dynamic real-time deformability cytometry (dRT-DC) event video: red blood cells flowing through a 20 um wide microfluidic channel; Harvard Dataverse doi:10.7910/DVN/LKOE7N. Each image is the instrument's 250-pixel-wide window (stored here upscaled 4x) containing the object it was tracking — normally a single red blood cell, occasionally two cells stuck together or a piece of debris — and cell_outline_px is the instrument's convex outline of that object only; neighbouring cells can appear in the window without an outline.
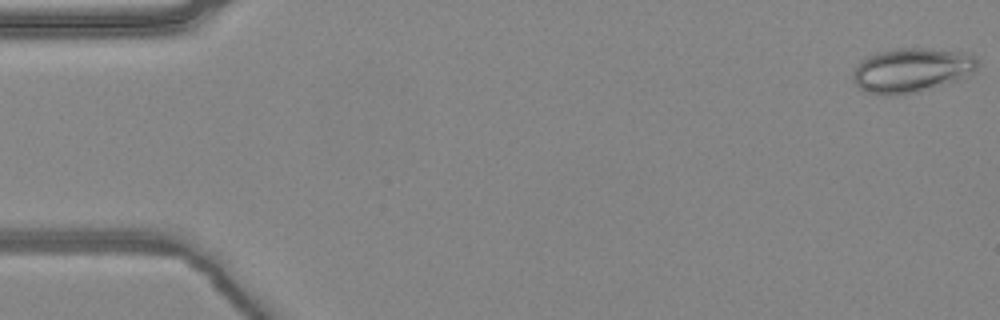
{"species": "common noctule bat (a hibernating species)", "species_latin": "Nyctalus noctula", "temperature_condition": "warm", "stored_images_in_passage": 5, "camera_frame_rate_fps": 3000, "um_per_image_px": 0.085, "animal": {"sex": "female", "body_mass_g": 24.6, "forearm_length_mm": 56.2}, "frame": {"image": 1, "passage_image": 1, "time_ms": 0.0, "image_size_px": [1000, 320], "cell_outline_px": [[976, 68], [972, 72], [956, 80], [916, 92], [888, 96], [868, 92], [860, 88], [852, 80], [852, 72], [860, 60], [864, 56], [896, 48], [920, 48], [964, 52], [976, 56]], "centroid_in_image_um": [77.41, 5.95], "position_along_channel_um": 7.6, "area_um2": 31.91}}